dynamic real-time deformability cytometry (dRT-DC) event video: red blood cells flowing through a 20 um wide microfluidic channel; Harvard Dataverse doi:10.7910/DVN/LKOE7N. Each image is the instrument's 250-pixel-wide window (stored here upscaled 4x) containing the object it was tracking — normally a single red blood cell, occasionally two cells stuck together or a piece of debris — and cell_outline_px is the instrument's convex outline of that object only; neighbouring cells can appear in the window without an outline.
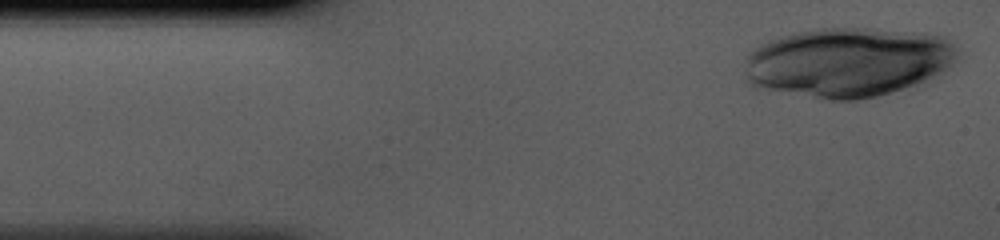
{"species": "human", "species_latin": "Homo sapiens", "temperature_condition": "cold", "stored_images_in_passage": 12, "camera_frame_rate_fps": 3000, "um_per_image_px": 0.085, "donor": {"sex": "male"}, "frame": {"image": 1, "passage_image": 1, "time_ms": 0.0, "image_size_px": [1000, 240], "cell_outline_px": [[956, 60], [948, 68], [916, 84], [904, 88], [876, 96], [860, 100], [828, 100], [756, 88], [748, 84], [744, 80], [744, 56], [748, 52], [760, 44], [768, 40], [780, 36], [796, 32], [816, 28], [872, 28], [920, 32], [940, 36], [948, 40], [956, 48]], "centroid_in_image_um": [71.97, 5.29], "position_along_channel_um": 13.0, "area_um2": 86.93}}